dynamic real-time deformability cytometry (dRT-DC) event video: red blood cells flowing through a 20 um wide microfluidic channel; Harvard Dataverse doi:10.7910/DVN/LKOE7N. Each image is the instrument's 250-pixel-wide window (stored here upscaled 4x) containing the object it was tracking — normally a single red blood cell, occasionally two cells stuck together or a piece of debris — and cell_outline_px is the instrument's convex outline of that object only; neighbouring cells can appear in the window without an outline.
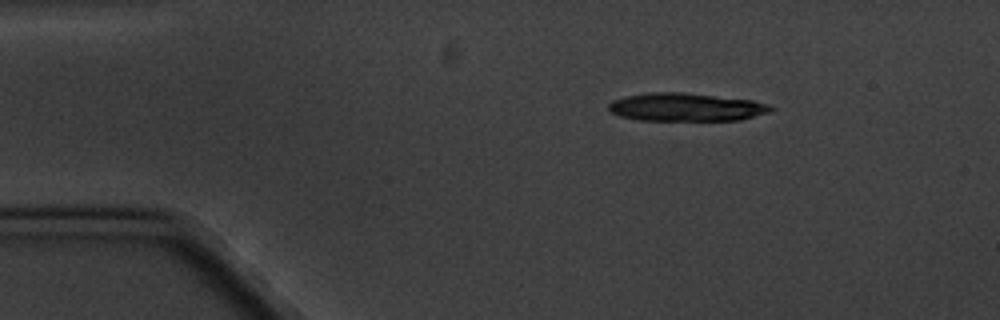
{"species": "common noctule bat (a hibernating species)", "species_latin": "Nyctalus noctula", "temperature_condition": "cold", "stored_images_in_passage": 7, "segment_of_instrument_passage": [1, 2], "camera_frame_rate_fps": 3000, "um_per_image_px": 0.085, "animal": {"sex": "male", "body_mass_g": 20.1, "forearm_length_mm": 53.5}, "frame": {"image": 1, "passage_image": 2, "time_ms": 1.0, "image_size_px": [1000, 320], "cell_outline_px": [[776, 108], [768, 112], [740, 120], [640, 120], [620, 116], [612, 112], [608, 108], [608, 104], [612, 100], [628, 96], [652, 92], [684, 92], [752, 100], [768, 104]], "centroid_in_image_um": [58.32, 9.1], "position_along_channel_um": 26.7, "area_um2": 26.41}}